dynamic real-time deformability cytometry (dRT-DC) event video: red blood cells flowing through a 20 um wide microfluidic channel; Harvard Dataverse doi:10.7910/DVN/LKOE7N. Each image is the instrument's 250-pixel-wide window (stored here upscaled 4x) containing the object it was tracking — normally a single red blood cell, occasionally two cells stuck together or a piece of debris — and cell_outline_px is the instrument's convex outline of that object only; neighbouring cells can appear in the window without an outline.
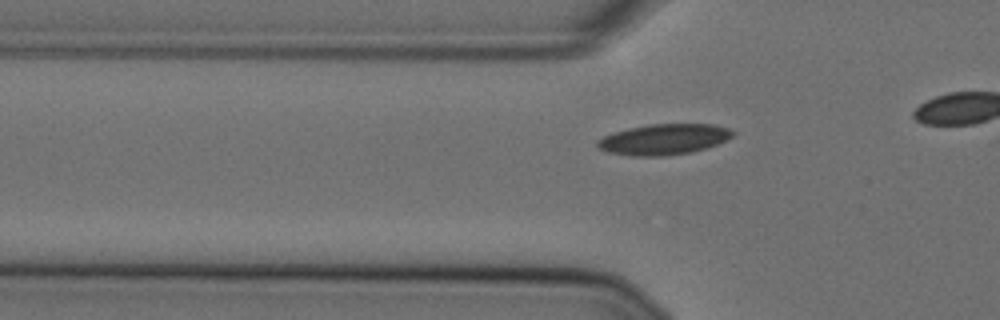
{"species": "Egyptian fruit bat (a non-hibernating species)", "species_latin": "Rousettus aegyptiacus", "temperature_condition": "cold", "stored_images_in_passage": 21, "camera_frame_rate_fps": 3000, "um_per_image_px": 0.085, "animal": {"sex": "female"}, "frame": {"image": 1, "passage_image": 15, "time_ms": 4.667, "image_size_px": [1000, 320], "cell_outline_px": [[736, 132], [732, 136], [716, 144], [692, 152], [668, 156], [632, 156], [608, 152], [600, 148], [596, 144], [596, 140], [604, 136], [628, 128], [648, 124], [716, 124], [728, 128]], "centroid_in_image_um": [56.42, 11.84], "position_along_channel_um": 69.4, "area_um2": 24.16}}
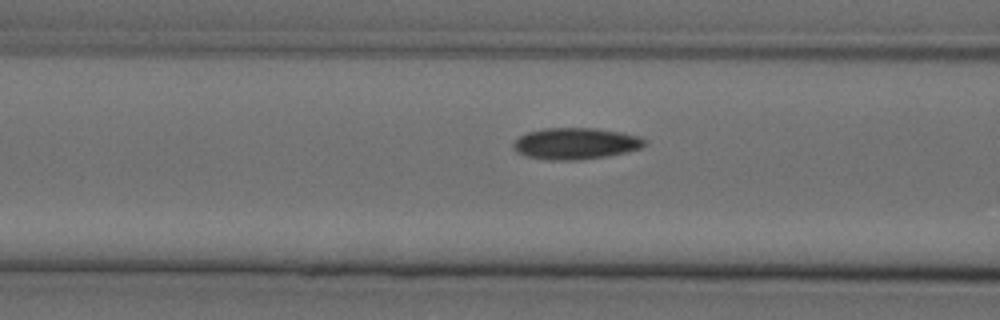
{"frame": {"image": 2, "passage_image": 19, "time_ms": 6.0, "image_size_px": [1000, 320], "cell_outline_px": [[648, 144], [640, 148], [628, 152], [608, 156], [580, 160], [544, 160], [524, 156], [516, 152], [512, 148], [512, 144], [520, 136], [528, 132], [544, 128], [596, 128], [620, 132], [640, 136], [648, 140]], "centroid_in_image_um": [48.94, 12.21], "position_along_channel_um": 117.7, "area_um2": 24.51}}